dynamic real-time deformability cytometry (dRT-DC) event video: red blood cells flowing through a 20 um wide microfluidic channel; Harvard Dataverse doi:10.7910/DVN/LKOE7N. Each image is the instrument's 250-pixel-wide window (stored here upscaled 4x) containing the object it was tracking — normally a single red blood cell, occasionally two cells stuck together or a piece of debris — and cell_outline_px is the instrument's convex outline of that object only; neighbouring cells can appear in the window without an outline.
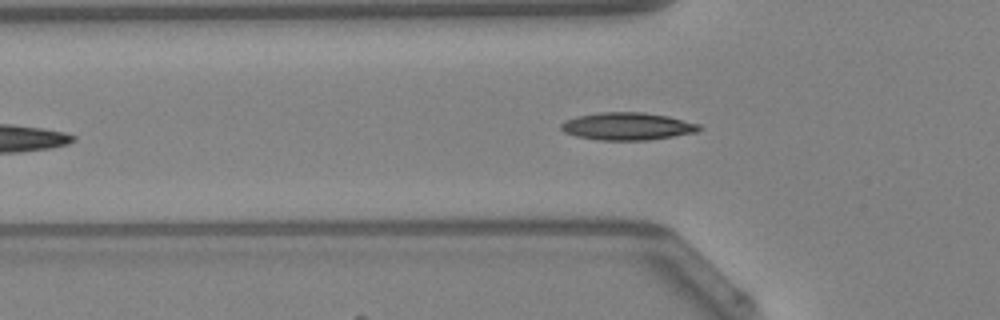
{"species": "Egyptian fruit bat (a non-hibernating species)", "species_latin": "Rousettus aegyptiacus", "temperature_condition": "warm", "stored_images_in_passage": 31, "camera_frame_rate_fps": 3000, "um_per_image_px": 0.085, "animal": {"sex": "female"}, "frame": {"image": 1, "passage_image": 5, "time_ms": 1.333, "image_size_px": [1000, 320], "cell_outline_px": [[704, 128], [696, 132], [648, 140], [600, 140], [576, 136], [564, 132], [560, 128], [560, 124], [564, 120], [576, 116], [600, 112], [644, 112], [668, 116], [700, 124]], "centroid_in_image_um": [53.31, 10.73], "position_along_channel_um": 72.5, "area_um2": 22.25}, "authors_computed_cell_mechanics": {"area_um2": 20.7502, "velocity_mm_per_s": 4.2614, "shape_relaxation_time_tau1_ms": 4.8277, "shape_relaxation_time_tau2_ms": 2.8584, "deformation_change_tau1": 0.1653, "deformation_change_tau2": 0.089}}